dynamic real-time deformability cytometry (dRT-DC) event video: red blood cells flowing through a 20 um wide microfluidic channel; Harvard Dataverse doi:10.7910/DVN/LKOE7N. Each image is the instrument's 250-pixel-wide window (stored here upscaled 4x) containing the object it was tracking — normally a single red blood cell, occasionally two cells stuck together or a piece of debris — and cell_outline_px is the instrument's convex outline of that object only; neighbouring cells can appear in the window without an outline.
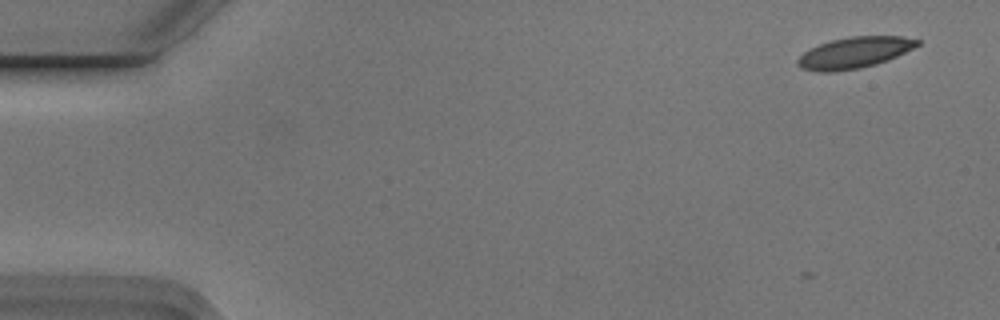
{"species": "Egyptian fruit bat (a non-hibernating species)", "species_latin": "Rousettus aegyptiacus", "temperature_condition": "cold", "stored_images_in_passage": 10, "camera_frame_rate_fps": 3000, "um_per_image_px": 0.085, "animal": {"sex": "male"}, "frame": {"image": 1, "passage_image": 1, "time_ms": 0.0, "image_size_px": [1000, 320], "cell_outline_px": [[920, 44], [888, 60], [876, 64], [860, 68], [832, 72], [820, 72], [800, 68], [796, 64], [796, 60], [804, 52], [820, 44], [832, 40], [852, 36], [904, 36], [920, 40]], "centroid_in_image_um": [72.61, 4.48], "position_along_channel_um": 12.4, "area_um2": 21.62}}
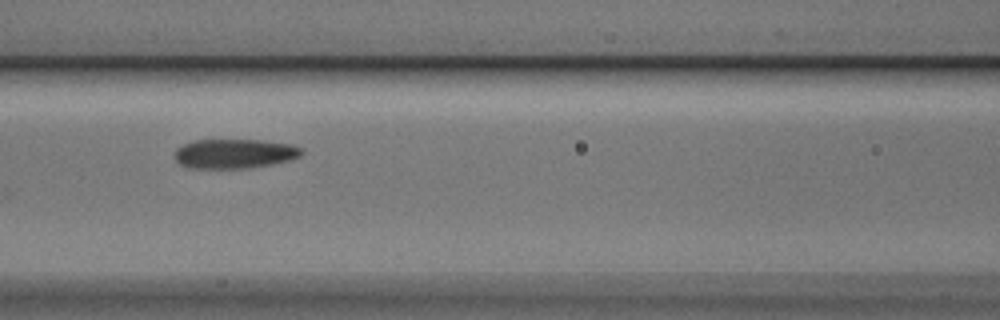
{"frame": {"image": 2, "passage_image": 7, "time_ms": 2.0, "image_size_px": [1000, 320], "cell_outline_px": [[304, 152], [300, 156], [288, 160], [272, 164], [248, 168], [188, 168], [180, 164], [176, 160], [176, 148], [184, 144], [196, 140], [260, 140], [292, 144], [300, 148]], "centroid_in_image_um": [19.94, 13.06], "position_along_channel_um": 146.7, "area_um2": 21.68}}
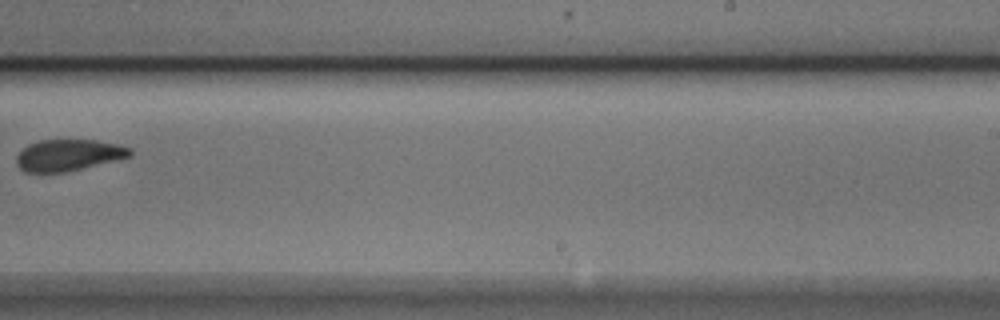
{"frame": {"image": 3, "passage_image": 10, "time_ms": 3.0, "image_size_px": [1000, 320], "cell_outline_px": [[132, 156], [64, 172], [24, 172], [16, 164], [16, 156], [28, 144], [40, 140], [96, 140], [120, 144], [132, 148]], "centroid_in_image_um": [5.83, 13.17], "position_along_channel_um": 283.2, "area_um2": 20.75}}